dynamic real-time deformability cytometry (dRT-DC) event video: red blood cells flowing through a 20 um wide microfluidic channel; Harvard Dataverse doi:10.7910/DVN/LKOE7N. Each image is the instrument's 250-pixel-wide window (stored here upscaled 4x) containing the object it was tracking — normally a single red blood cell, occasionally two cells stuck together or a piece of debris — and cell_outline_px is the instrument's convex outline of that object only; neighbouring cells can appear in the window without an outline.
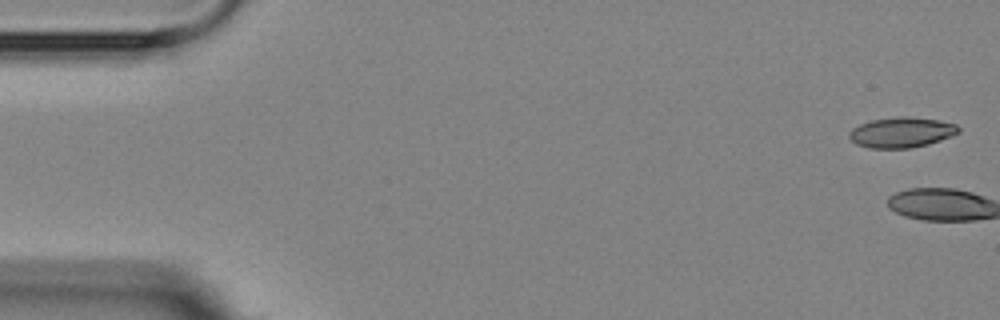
{"species": "Egyptian fruit bat (a non-hibernating species)", "species_latin": "Rousettus aegyptiacus", "temperature_condition": "room temperature", "stored_images_in_passage": 5, "camera_frame_rate_fps": 3000, "um_per_image_px": 0.085, "animal": {"sex": "female"}, "frame": {"image": 1, "passage_image": 1, "time_ms": 0.0, "image_size_px": [1000, 320], "cell_outline_px": [[960, 132], [952, 136], [928, 144], [912, 148], [868, 148], [856, 144], [848, 136], [848, 132], [852, 128], [860, 124], [872, 120], [900, 116], [908, 116], [940, 120], [956, 124], [960, 128]], "centroid_in_image_um": [76.64, 11.25], "position_along_channel_um": 8.4, "area_um2": 19.48}}